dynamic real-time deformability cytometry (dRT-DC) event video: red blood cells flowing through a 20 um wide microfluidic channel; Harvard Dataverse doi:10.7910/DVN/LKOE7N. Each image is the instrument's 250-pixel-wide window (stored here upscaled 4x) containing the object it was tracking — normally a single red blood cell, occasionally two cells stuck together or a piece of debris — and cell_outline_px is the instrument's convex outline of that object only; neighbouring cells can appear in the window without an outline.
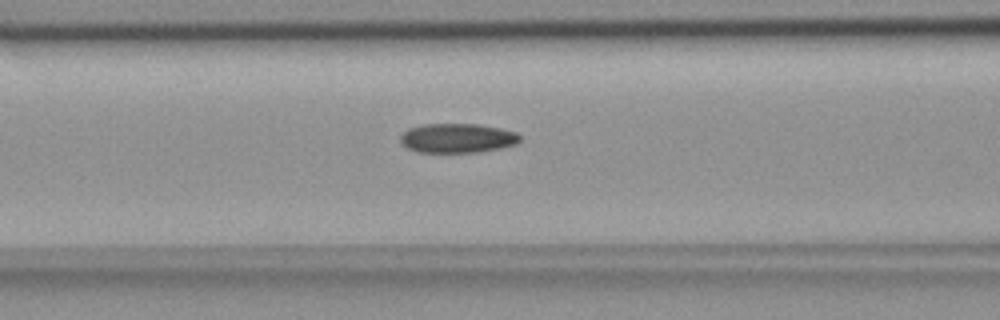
{"species": "common noctule bat (a hibernating species)", "species_latin": "Nyctalus noctula", "temperature_condition": "room temperature", "stored_images_in_passage": 48, "camera_frame_rate_fps": 3000, "um_per_image_px": 0.085, "animal": {"sex": "female", "body_mass_g": 18.4}, "frame": {"image": 1, "passage_image": 15, "time_ms": 4.667, "image_size_px": [1000, 320], "cell_outline_px": [[520, 140], [516, 144], [500, 148], [480, 152], [416, 152], [408, 148], [400, 140], [400, 136], [408, 128], [424, 124], [476, 124], [500, 128], [516, 132], [520, 136]], "centroid_in_image_um": [38.88, 11.74], "position_along_channel_um": 127.7, "area_um2": 20.4}}
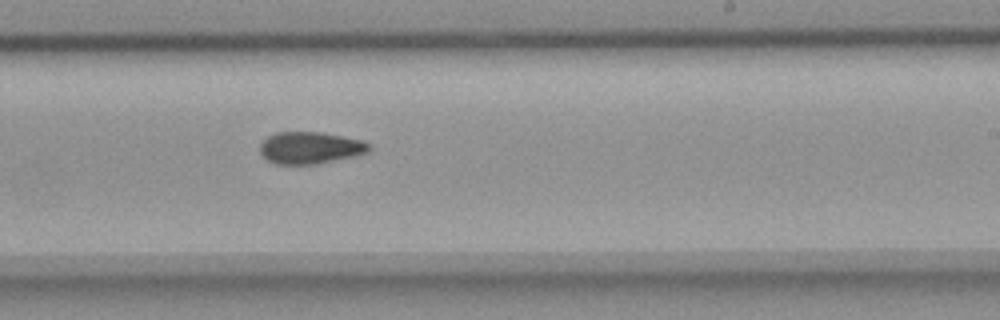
{"frame": {"image": 2, "passage_image": 26, "time_ms": 8.333, "image_size_px": [1000, 320], "cell_outline_px": [[372, 148], [368, 152], [356, 156], [316, 164], [276, 164], [268, 160], [260, 152], [260, 144], [268, 136], [276, 132], [320, 132], [364, 140], [372, 144]], "centroid_in_image_um": [26.42, 12.56], "position_along_channel_um": 262.6, "area_um2": 20.46}}
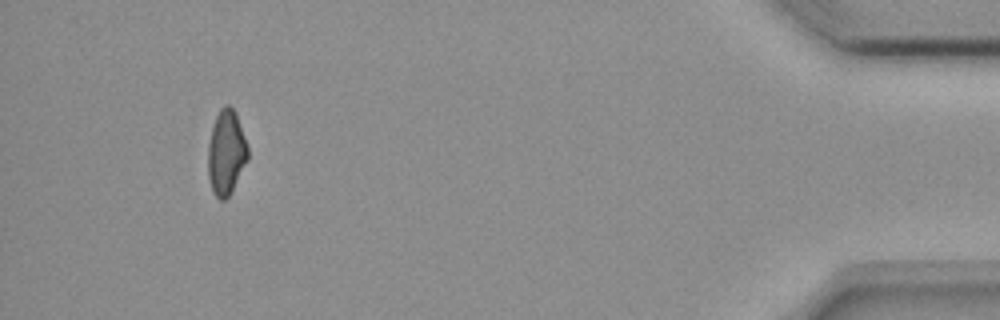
{"frame": {"image": 3, "passage_image": 44, "time_ms": 14.333, "image_size_px": [1000, 320], "cell_outline_px": [[248, 160], [228, 196], [224, 200], [220, 200], [216, 196], [212, 188], [208, 176], [208, 144], [212, 128], [216, 116], [220, 108], [224, 104], [228, 104], [236, 112], [248, 148]], "centroid_in_image_um": [19.22, 12.93], "position_along_channel_um": 416.0, "area_um2": 19.48}, "authors_computed_cell_mechanics": {"area_um2": 20.3745, "velocity_mm_per_s": 3.7031, "shape_relaxation_time_tau1_ms": null, "shape_relaxation_time_tau2_ms": 7.9828, "deformation_change_tau1": null, "deformation_change_tau2": 0.1401}}